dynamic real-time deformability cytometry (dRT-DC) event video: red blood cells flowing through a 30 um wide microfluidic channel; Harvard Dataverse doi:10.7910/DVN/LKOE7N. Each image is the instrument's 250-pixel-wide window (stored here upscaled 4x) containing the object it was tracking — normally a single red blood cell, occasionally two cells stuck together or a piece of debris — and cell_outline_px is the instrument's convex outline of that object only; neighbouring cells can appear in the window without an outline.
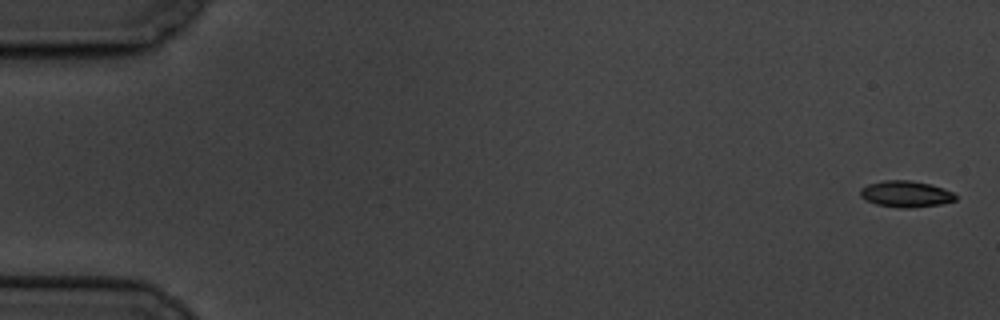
{"species": "common noctule bat (a hibernating species)", "species_latin": "Nyctalus noctula", "temperature_condition": "cold", "stored_images_in_passage": 6, "camera_frame_rate_fps": 3000, "um_per_image_px": 0.085, "animal": {"sex": "male", "body_mass_g": 19.5, "forearm_length_mm": 54.6}, "frame": {"image": 1, "passage_image": 1, "time_ms": 0.0, "image_size_px": [1000, 320], "cell_outline_px": [[956, 200], [940, 204], [912, 208], [896, 208], [876, 204], [860, 196], [860, 188], [868, 184], [884, 180], [908, 180], [928, 184], [944, 188], [952, 192], [956, 196]], "centroid_in_image_um": [76.98, 16.49], "position_along_channel_um": 8.0, "area_um2": 14.57}}